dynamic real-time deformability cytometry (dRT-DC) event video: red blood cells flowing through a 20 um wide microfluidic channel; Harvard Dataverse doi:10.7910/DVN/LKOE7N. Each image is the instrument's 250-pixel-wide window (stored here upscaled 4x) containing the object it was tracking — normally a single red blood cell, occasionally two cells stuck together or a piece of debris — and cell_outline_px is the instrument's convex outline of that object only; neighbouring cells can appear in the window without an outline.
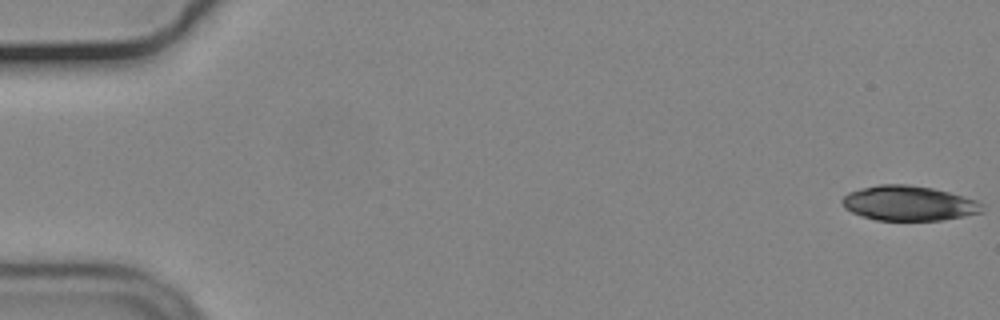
{"species": "common noctule bat (a hibernating species)", "species_latin": "Nyctalus noctula", "temperature_condition": "cold", "stored_images_in_passage": 55, "camera_frame_rate_fps": 3000, "um_per_image_px": 0.085, "animal": {"sex": "male", "body_mass_g": 19.2, "forearm_length_mm": 51.8}, "frame": {"image": 1, "passage_image": 1, "time_ms": 0.0, "image_size_px": [1000, 320], "cell_outline_px": [[984, 212], [964, 216], [940, 220], [876, 220], [852, 212], [844, 208], [840, 200], [848, 192], [860, 188], [880, 184], [908, 184], [932, 188], [948, 192], [976, 200], [984, 204]], "centroid_in_image_um": [77.24, 17.27], "position_along_channel_um": 7.8, "area_um2": 28.5}}